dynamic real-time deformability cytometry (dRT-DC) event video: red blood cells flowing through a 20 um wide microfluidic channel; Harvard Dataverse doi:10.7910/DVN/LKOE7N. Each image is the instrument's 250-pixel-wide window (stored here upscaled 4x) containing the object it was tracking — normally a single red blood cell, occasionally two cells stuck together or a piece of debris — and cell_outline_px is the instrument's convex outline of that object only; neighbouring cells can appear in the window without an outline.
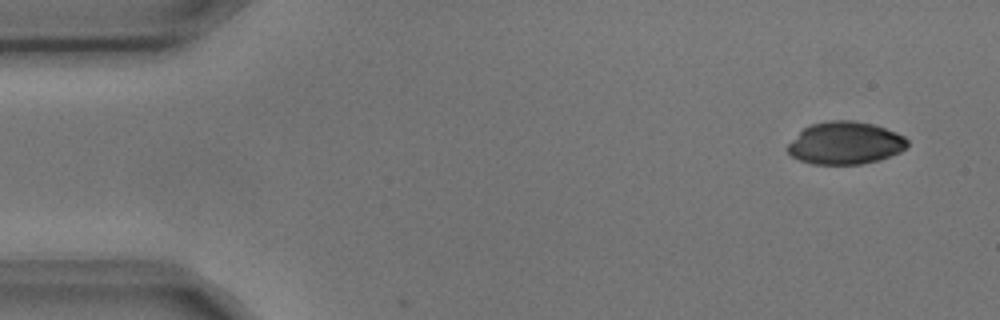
{"species": "common noctule bat (a hibernating species)", "species_latin": "Nyctalus noctula", "temperature_condition": "cold", "stored_images_in_passage": 2, "camera_frame_rate_fps": 3000, "um_per_image_px": 0.085, "animal": {"sex": "male", "body_mass_g": 17.9, "forearm_length_mm": 54.2}, "frame": {"image": 1, "passage_image": 1, "time_ms": 0.0, "image_size_px": [1000, 320], "cell_outline_px": [[908, 144], [900, 152], [880, 160], [860, 164], [812, 164], [800, 160], [792, 156], [784, 148], [804, 128], [812, 124], [828, 120], [852, 120], [872, 124], [896, 132], [904, 136], [908, 140]], "centroid_in_image_um": [71.84, 12.16], "position_along_channel_um": 13.2, "area_um2": 29.65}}